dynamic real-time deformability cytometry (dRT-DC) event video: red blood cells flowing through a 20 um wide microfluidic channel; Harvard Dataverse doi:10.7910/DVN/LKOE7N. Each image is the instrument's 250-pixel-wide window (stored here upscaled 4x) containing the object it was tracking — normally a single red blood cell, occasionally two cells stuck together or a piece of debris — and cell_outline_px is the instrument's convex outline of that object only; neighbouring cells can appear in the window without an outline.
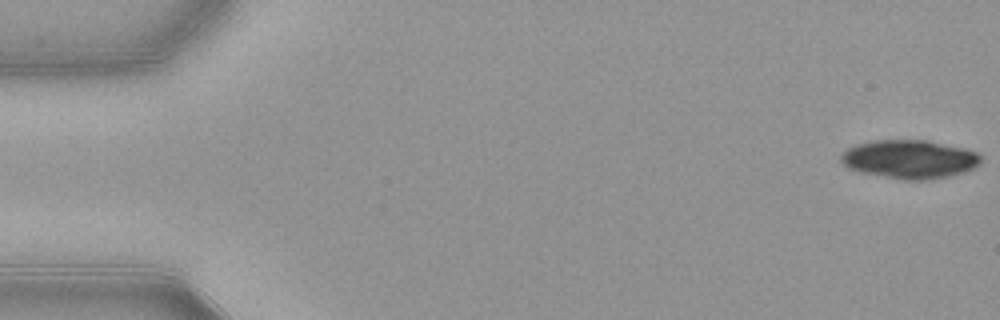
{"species": "common noctule bat (a hibernating species)", "species_latin": "Nyctalus noctula", "temperature_condition": "warm", "stored_images_in_passage": 52, "camera_frame_rate_fps": 3000, "um_per_image_px": 0.085, "animal": {"sex": "female", "body_mass_g": 21.9}, "frame": {"image": 1, "passage_image": 1, "time_ms": 0.0, "image_size_px": [1000, 320], "cell_outline_px": [[980, 164], [976, 168], [964, 172], [948, 176], [928, 180], [900, 180], [860, 172], [848, 168], [840, 160], [840, 152], [856, 144], [872, 140], [928, 140], [964, 148], [976, 152], [980, 156]], "centroid_in_image_um": [77.29, 13.54], "position_along_channel_um": 7.7, "area_um2": 31.79}}
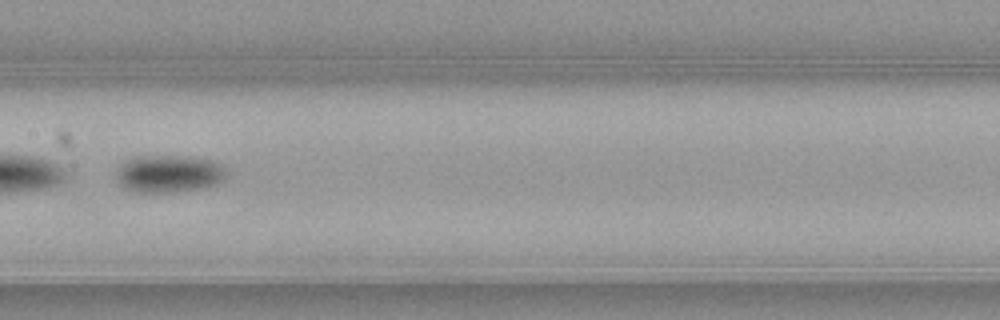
{"frame": {"image": 2, "passage_image": 27, "time_ms": 8.667, "image_size_px": [1000, 320], "cell_outline_px": [[228, 176], [224, 180], [208, 188], [172, 192], [132, 192], [124, 188], [116, 180], [116, 168], [124, 160], [132, 156], [188, 156], [212, 160], [224, 164], [228, 168]], "centroid_in_image_um": [14.39, 14.76], "position_along_channel_um": 193.0, "area_um2": 24.97}, "authors_computed_cell_mechanics": {"area_um2": 24.854, "velocity_mm_per_s": 3.8967, "shape_relaxation_time_tau1_ms": 3.6486, "shape_relaxation_time_tau2_ms": null, "deformation_change_tau1": 0.1248, "deformation_change_tau2": null}}